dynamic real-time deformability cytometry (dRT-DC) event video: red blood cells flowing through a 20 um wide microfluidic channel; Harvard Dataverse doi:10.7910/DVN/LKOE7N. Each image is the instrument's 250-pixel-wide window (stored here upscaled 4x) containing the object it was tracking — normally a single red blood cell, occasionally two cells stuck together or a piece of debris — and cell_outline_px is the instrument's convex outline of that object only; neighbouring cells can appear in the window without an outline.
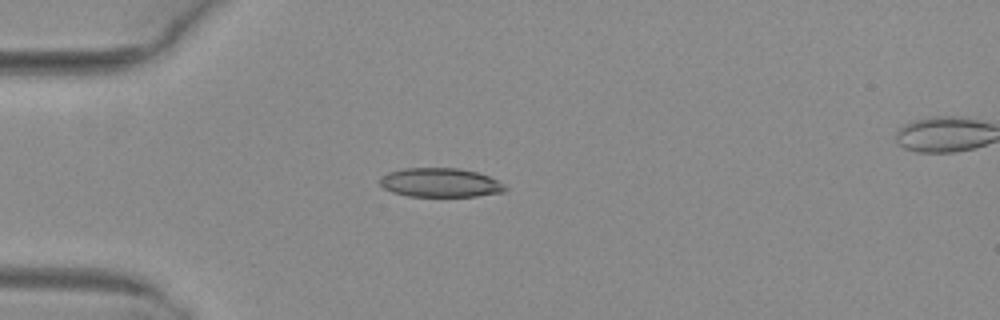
{"species": "common noctule bat (a hibernating species)", "species_latin": "Nyctalus noctula", "temperature_condition": "warm", "stored_images_in_passage": 3, "camera_frame_rate_fps": 3000, "um_per_image_px": 0.085, "animal": {"sex": "female", "body_mass_g": 29.2, "forearm_length_mm": 56.3}, "frame": {"image": 1, "passage_image": 2, "time_ms": 0.333, "image_size_px": [1000, 320], "cell_outline_px": [[508, 188], [504, 192], [476, 196], [408, 196], [392, 192], [384, 188], [380, 184], [380, 180], [388, 172], [404, 168], [456, 168], [476, 172], [488, 176], [504, 184]], "centroid_in_image_um": [37.43, 15.53], "position_along_channel_um": 47.6, "area_um2": 21.04}}